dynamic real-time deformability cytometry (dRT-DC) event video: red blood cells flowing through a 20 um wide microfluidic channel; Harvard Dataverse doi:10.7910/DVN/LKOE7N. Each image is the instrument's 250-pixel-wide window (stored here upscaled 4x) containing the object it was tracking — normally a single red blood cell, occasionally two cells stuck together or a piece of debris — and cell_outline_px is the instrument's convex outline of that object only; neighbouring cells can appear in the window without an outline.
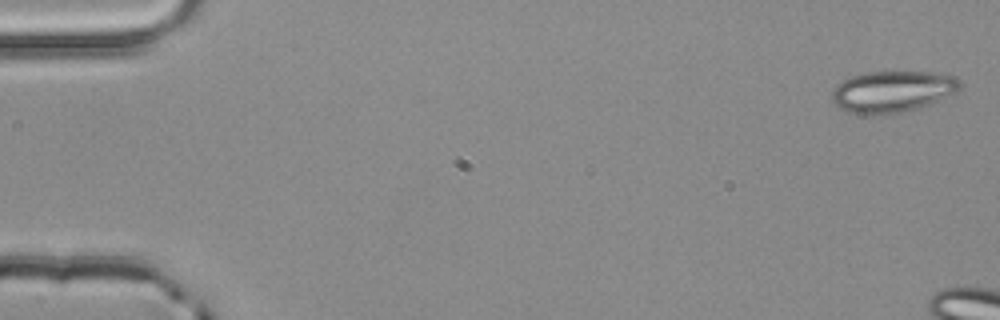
{"species": "common noctule bat (a hibernating species)", "species_latin": "Nyctalus noctula", "temperature_condition": "room temperature", "stored_images_in_passage": 5, "camera_frame_rate_fps": 3000, "um_per_image_px": 0.085, "animal": {"sex": "male", "body_mass_g": 20.4}, "frame": {"image": 1, "passage_image": 1, "time_ms": 0.0, "image_size_px": [1000, 320], "cell_outline_px": [[960, 88], [956, 92], [920, 108], [900, 112], [868, 116], [848, 112], [832, 104], [832, 88], [836, 84], [848, 76], [868, 72], [932, 72], [956, 76], [960, 84]], "centroid_in_image_um": [75.79, 7.79], "position_along_channel_um": 9.2, "area_um2": 31.27}}